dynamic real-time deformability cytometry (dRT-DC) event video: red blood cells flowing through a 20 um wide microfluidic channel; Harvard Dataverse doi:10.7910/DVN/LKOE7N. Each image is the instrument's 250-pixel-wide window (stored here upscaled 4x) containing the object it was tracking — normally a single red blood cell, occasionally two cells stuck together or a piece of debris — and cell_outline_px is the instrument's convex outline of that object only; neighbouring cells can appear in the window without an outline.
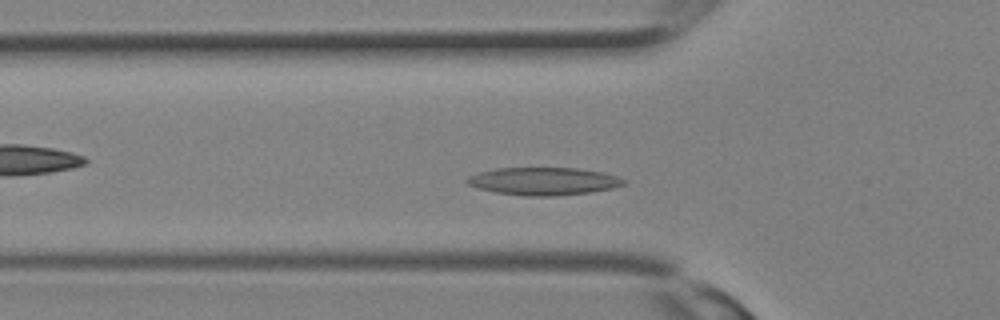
{"species": "Egyptian fruit bat (a non-hibernating species)", "species_latin": "Rousettus aegyptiacus", "temperature_condition": "room temperature", "stored_images_in_passage": 28, "camera_frame_rate_fps": 3000, "um_per_image_px": 0.085, "animal": {"sex": "female"}, "frame": {"image": 1, "passage_image": 6, "time_ms": 1.667, "image_size_px": [1000, 320], "cell_outline_px": [[628, 180], [624, 184], [612, 188], [592, 192], [556, 196], [524, 196], [496, 192], [480, 188], [468, 184], [464, 180], [468, 176], [480, 172], [496, 168], [576, 168], [604, 172]], "centroid_in_image_um": [46.23, 15.4], "position_along_channel_um": 79.6, "area_um2": 25.32}}
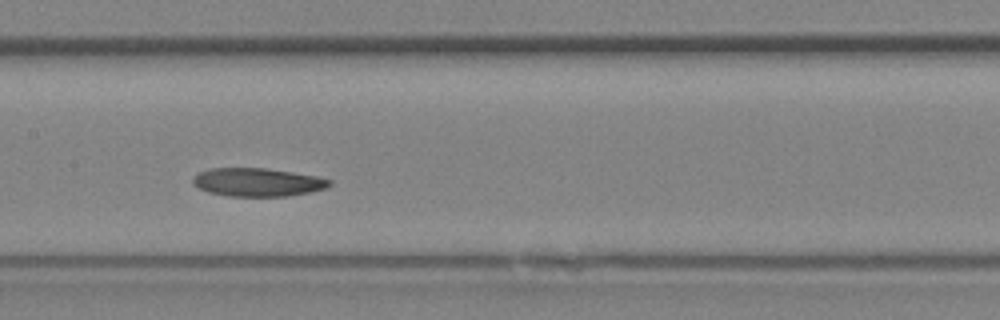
{"frame": {"image": 2, "passage_image": 11, "time_ms": 3.333, "image_size_px": [1000, 320], "cell_outline_px": [[332, 184], [324, 188], [308, 192], [288, 196], [228, 196], [208, 192], [200, 188], [192, 180], [192, 176], [200, 172], [212, 168], [264, 168], [292, 172], [316, 176], [332, 180]], "centroid_in_image_um": [21.89, 15.48], "position_along_channel_um": 185.5, "area_um2": 22.31}}
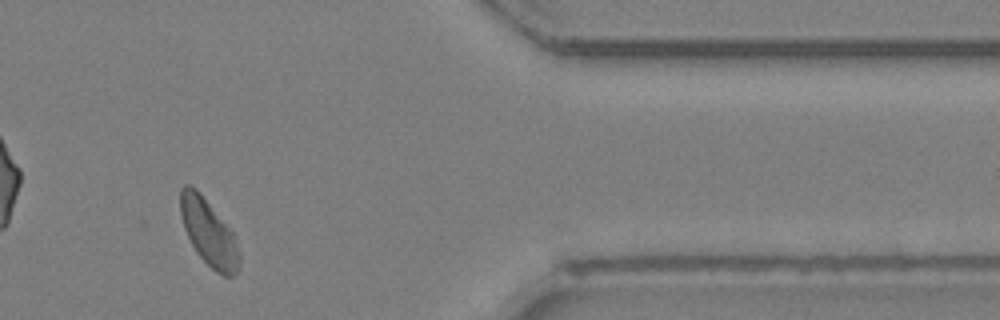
{"frame": {"image": 3, "passage_image": 22, "time_ms": 7.0, "image_size_px": [1000, 320], "cell_outline_px": [[240, 268], [232, 276], [224, 276], [216, 272], [196, 252], [184, 228], [180, 212], [180, 188], [184, 184], [188, 184], [196, 188], [200, 192], [232, 232], [240, 256]], "centroid_in_image_um": [17.72, 19.76], "position_along_channel_um": 393.7, "area_um2": 22.48}}